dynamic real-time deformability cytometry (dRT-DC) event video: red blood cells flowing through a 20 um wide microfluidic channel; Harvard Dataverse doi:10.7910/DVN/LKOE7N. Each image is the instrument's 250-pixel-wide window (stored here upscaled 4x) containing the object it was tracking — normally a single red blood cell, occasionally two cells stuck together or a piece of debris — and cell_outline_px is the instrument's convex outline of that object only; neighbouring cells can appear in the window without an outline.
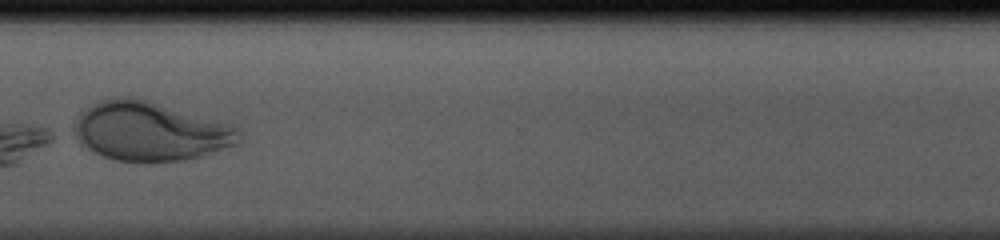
{"species": "human", "species_latin": "Homo sapiens", "temperature_condition": "cold", "stored_images_in_passage": 34, "camera_frame_rate_fps": 3000, "um_per_image_px": 0.085, "donor": {"sex": "male"}, "frame": {"image": 1, "passage_image": 31, "time_ms": 10.0, "image_size_px": [1000, 240], "cell_outline_px": [[240, 144], [200, 156], [184, 160], [112, 160], [100, 156], [88, 148], [76, 136], [72, 128], [72, 124], [76, 116], [80, 112], [92, 104], [108, 96], [132, 96], [148, 100], [232, 124], [240, 132]], "centroid_in_image_um": [12.74, 11.12], "position_along_channel_um": 357.9, "area_um2": 56.82}}